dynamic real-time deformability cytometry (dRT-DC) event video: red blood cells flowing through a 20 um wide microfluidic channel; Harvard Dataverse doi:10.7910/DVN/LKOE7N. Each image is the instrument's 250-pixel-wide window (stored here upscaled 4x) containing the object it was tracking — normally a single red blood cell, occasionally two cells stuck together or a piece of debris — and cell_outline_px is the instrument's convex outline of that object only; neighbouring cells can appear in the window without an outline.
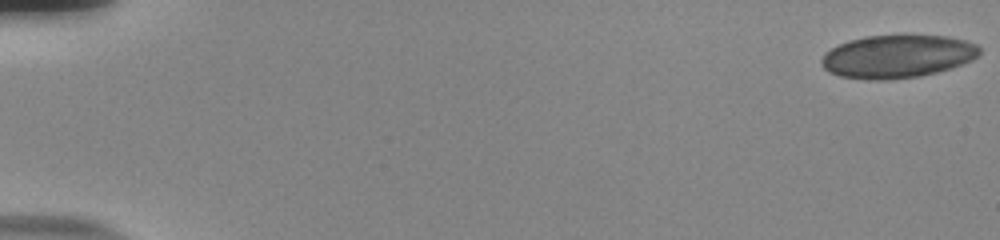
{"species": "human", "species_latin": "Homo sapiens", "temperature_condition": "room temperature", "stored_images_in_passage": 56, "camera_frame_rate_fps": 3000, "um_per_image_px": 0.085, "donor": {"sex": "male"}, "frame": {"image": 1, "passage_image": 1, "time_ms": 0.0, "image_size_px": [1000, 240], "cell_outline_px": [[980, 56], [972, 60], [952, 68], [920, 76], [888, 80], [868, 80], [840, 76], [828, 72], [820, 64], [820, 60], [824, 52], [848, 40], [864, 36], [948, 36], [964, 40], [976, 44], [980, 48]], "centroid_in_image_um": [76.26, 4.81], "position_along_channel_um": 8.7, "area_um2": 39.77}}
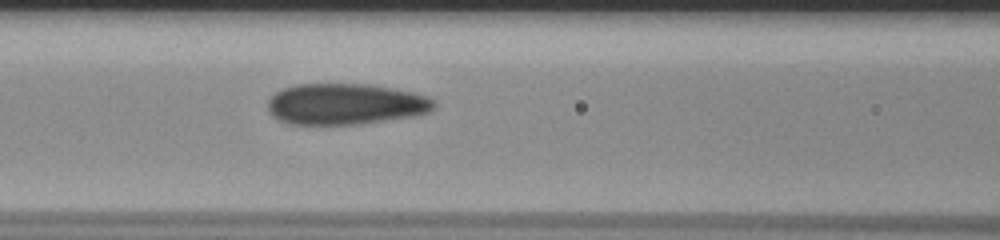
{"frame": {"image": 2, "passage_image": 26, "time_ms": 8.333, "image_size_px": [1000, 240], "cell_outline_px": [[436, 108], [428, 112], [416, 116], [356, 124], [288, 124], [272, 116], [268, 112], [268, 100], [276, 92], [284, 88], [296, 84], [368, 84], [392, 88], [412, 92], [428, 96], [436, 104]], "centroid_in_image_um": [29.36, 8.84], "position_along_channel_um": 137.2, "area_um2": 39.88}}
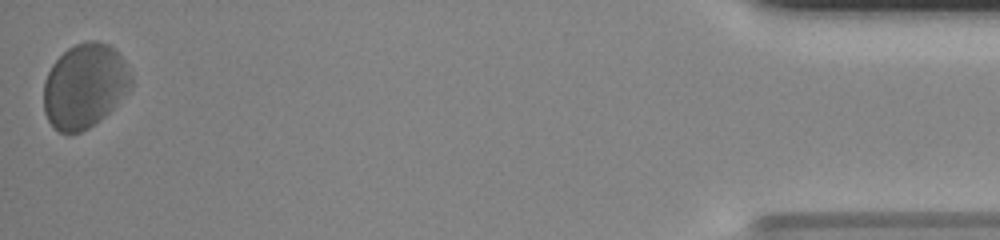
{"frame": {"image": 3, "passage_image": 56, "time_ms": 18.333, "image_size_px": [1000, 240], "cell_outline_px": [[132, 88], [100, 120], [88, 128], [80, 132], [60, 132], [48, 120], [44, 112], [44, 80], [52, 64], [68, 48], [76, 44], [88, 40], [96, 40], [108, 44], [124, 60], [132, 76]], "centroid_in_image_um": [7.2, 7.29], "position_along_channel_um": 428.0, "area_um2": 42.83}, "authors_computed_cell_mechanics": {"area_um2": 40.2866, "velocity_mm_per_s": 3.7104, "shape_relaxation_time_tau1_ms": 2.9567, "shape_relaxation_time_tau2_ms": 1.6132, "deformation_change_tau1": 0.0835, "deformation_change_tau2": 0.0752}}